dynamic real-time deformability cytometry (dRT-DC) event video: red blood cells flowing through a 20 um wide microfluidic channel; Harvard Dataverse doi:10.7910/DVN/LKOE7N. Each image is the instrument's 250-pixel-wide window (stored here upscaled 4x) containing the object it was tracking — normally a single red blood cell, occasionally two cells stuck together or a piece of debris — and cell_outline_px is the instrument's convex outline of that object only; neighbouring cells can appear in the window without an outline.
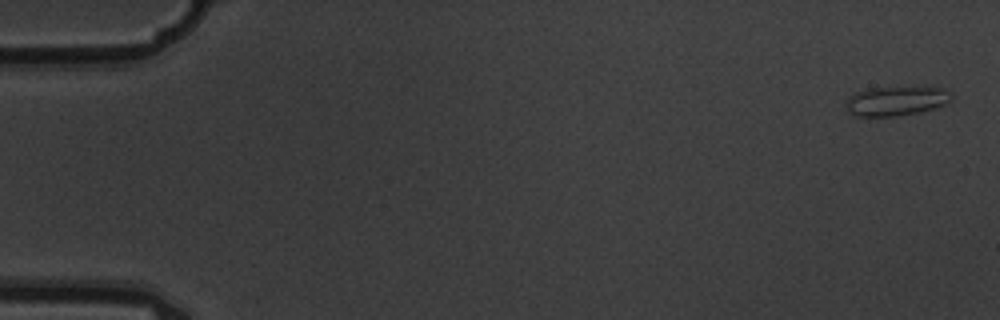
{"species": "common noctule bat (a hibernating species)", "species_latin": "Nyctalus noctula", "temperature_condition": "warm", "stored_images_in_passage": 4, "camera_frame_rate_fps": 3000, "um_per_image_px": 0.085, "animal": {"sex": "male", "body_mass_g": 19.5, "forearm_length_mm": 54.6}, "frame": {"image": 1, "passage_image": 1, "time_ms": 0.0, "image_size_px": [1000, 320], "cell_outline_px": [[952, 100], [944, 104], [920, 112], [896, 116], [856, 116], [848, 112], [848, 96], [856, 92], [872, 88], [944, 88], [952, 92]], "centroid_in_image_um": [76.19, 8.59], "position_along_channel_um": 8.8, "area_um2": 17.69}}